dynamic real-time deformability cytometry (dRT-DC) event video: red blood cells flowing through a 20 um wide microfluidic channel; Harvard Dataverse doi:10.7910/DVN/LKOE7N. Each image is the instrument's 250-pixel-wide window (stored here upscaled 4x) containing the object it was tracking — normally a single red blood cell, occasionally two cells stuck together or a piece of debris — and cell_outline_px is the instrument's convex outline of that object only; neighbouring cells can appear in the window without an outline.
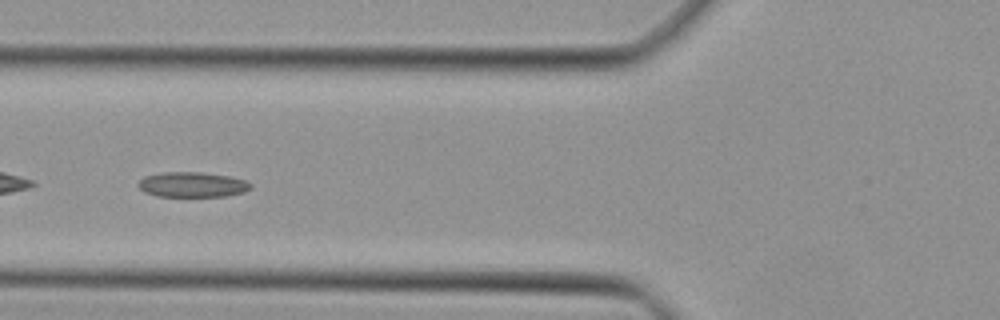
{"species": "Egyptian fruit bat (a non-hibernating species)", "species_latin": "Rousettus aegyptiacus", "temperature_condition": "cold", "stored_images_in_passage": 31, "camera_frame_rate_fps": 3000, "um_per_image_px": 0.085, "animal": {"sex": "female"}, "frame": {"image": 1, "passage_image": 5, "time_ms": 1.333, "image_size_px": [1000, 320], "cell_outline_px": [[252, 188], [244, 192], [224, 196], [156, 196], [144, 192], [136, 184], [144, 176], [164, 172], [200, 172], [228, 176], [244, 180], [252, 184]], "centroid_in_image_um": [16.33, 15.69], "position_along_channel_um": 109.5, "area_um2": 16.42}}
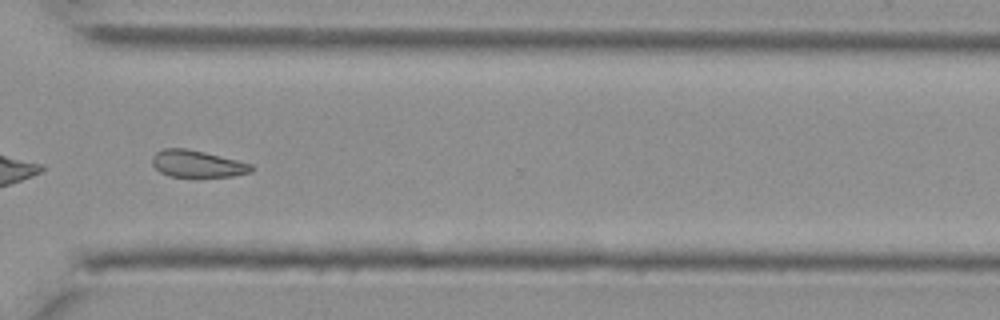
{"frame": {"image": 2, "passage_image": 22, "time_ms": 7.0, "image_size_px": [1000, 320], "cell_outline_px": [[252, 172], [232, 176], [168, 176], [160, 172], [152, 164], [152, 156], [156, 152], [164, 148], [184, 148], [204, 152], [252, 164]], "centroid_in_image_um": [16.73, 13.92], "position_along_channel_um": 353.9, "area_um2": 15.32}}